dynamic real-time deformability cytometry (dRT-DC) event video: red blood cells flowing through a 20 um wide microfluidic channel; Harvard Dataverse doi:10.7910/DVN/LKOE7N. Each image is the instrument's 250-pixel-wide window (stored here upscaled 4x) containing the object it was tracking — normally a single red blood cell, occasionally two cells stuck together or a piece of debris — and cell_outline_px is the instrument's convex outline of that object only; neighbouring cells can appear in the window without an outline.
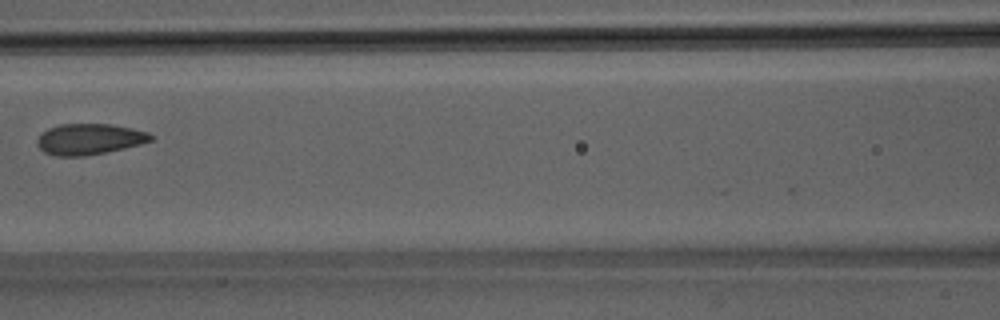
{"species": "Egyptian fruit bat (a non-hibernating species)", "species_latin": "Rousettus aegyptiacus", "temperature_condition": "room temperature", "stored_images_in_passage": 3, "camera_frame_rate_fps": 3000, "um_per_image_px": 0.085, "animal": {"sex": "male"}, "frame": {"image": 1, "passage_image": 3, "time_ms": 0.667, "image_size_px": [1000, 320], "cell_outline_px": [[156, 136], [152, 140], [140, 144], [124, 148], [84, 156], [56, 156], [44, 152], [36, 144], [36, 140], [40, 132], [48, 128], [60, 124], [108, 124], [132, 128], [148, 132]], "centroid_in_image_um": [7.57, 11.82], "position_along_channel_um": 159.0, "area_um2": 20.58}}